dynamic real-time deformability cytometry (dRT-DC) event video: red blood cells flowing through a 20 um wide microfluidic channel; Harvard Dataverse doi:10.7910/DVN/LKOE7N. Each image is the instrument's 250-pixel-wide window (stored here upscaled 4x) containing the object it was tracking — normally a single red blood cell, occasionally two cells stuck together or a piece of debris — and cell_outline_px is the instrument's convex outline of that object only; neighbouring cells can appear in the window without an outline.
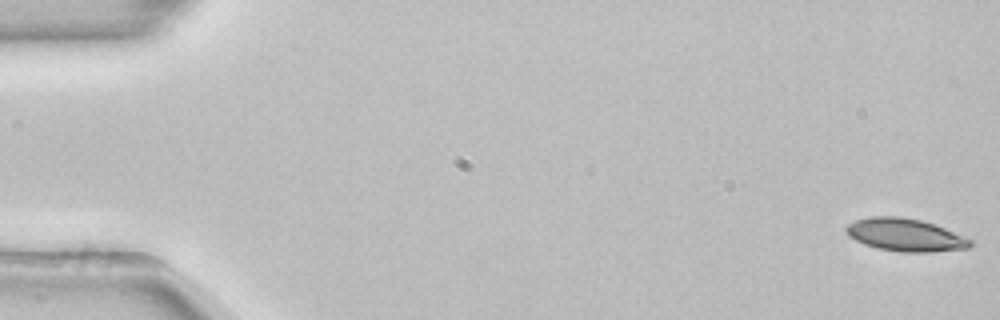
{"species": "common noctule bat (a hibernating species)", "species_latin": "Nyctalus noctula", "temperature_condition": "room temperature", "stored_images_in_passage": 53, "camera_frame_rate_fps": 3000, "um_per_image_px": 0.085, "animal": {"sex": "female", "body_mass_g": 22.7, "forearm_length_mm": 54.2}, "frame": {"image": 1, "passage_image": 1, "time_ms": 0.0, "image_size_px": [1000, 320], "cell_outline_px": [[972, 244], [968, 248], [932, 252], [900, 252], [876, 248], [864, 244], [848, 236], [844, 228], [848, 224], [856, 220], [872, 216], [900, 216], [920, 220], [944, 228], [972, 240]], "centroid_in_image_um": [76.91, 19.97], "position_along_channel_um": 8.1, "area_um2": 23.58}}
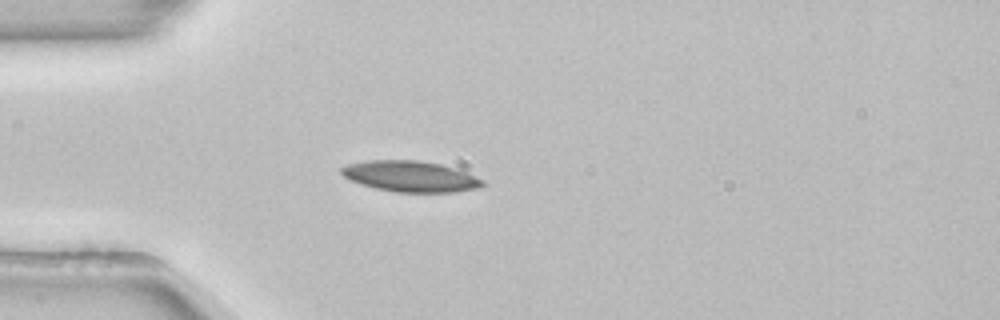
{"frame": {"image": 2, "passage_image": 15, "time_ms": 4.667, "image_size_px": [1000, 320], "cell_outline_px": [[484, 184], [476, 188], [452, 192], [396, 192], [376, 188], [360, 184], [344, 176], [340, 172], [340, 168], [348, 164], [364, 160], [420, 160], [440, 164], [456, 168], [484, 180]], "centroid_in_image_um": [34.86, 14.98], "position_along_channel_um": 50.1, "area_um2": 25.32}}
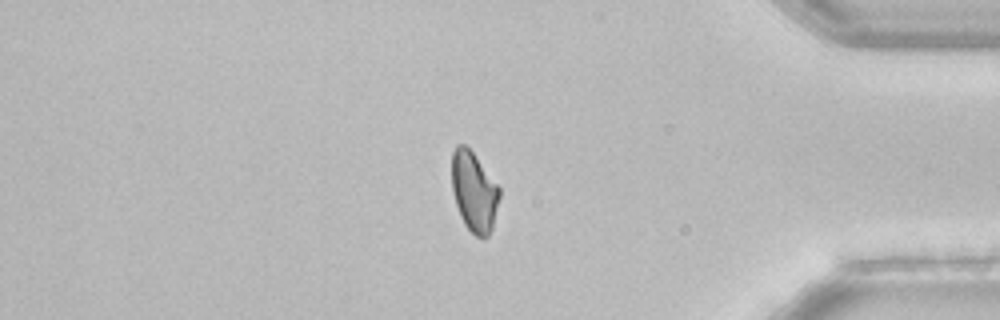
{"frame": {"image": 3, "passage_image": 45, "time_ms": 14.667, "image_size_px": [1000, 320], "cell_outline_px": [[500, 196], [492, 228], [488, 236], [476, 236], [464, 224], [460, 216], [452, 192], [452, 152], [456, 144], [464, 144], [472, 152], [500, 188]], "centroid_in_image_um": [40.28, 16.28], "position_along_channel_um": 394.9, "area_um2": 21.96}}